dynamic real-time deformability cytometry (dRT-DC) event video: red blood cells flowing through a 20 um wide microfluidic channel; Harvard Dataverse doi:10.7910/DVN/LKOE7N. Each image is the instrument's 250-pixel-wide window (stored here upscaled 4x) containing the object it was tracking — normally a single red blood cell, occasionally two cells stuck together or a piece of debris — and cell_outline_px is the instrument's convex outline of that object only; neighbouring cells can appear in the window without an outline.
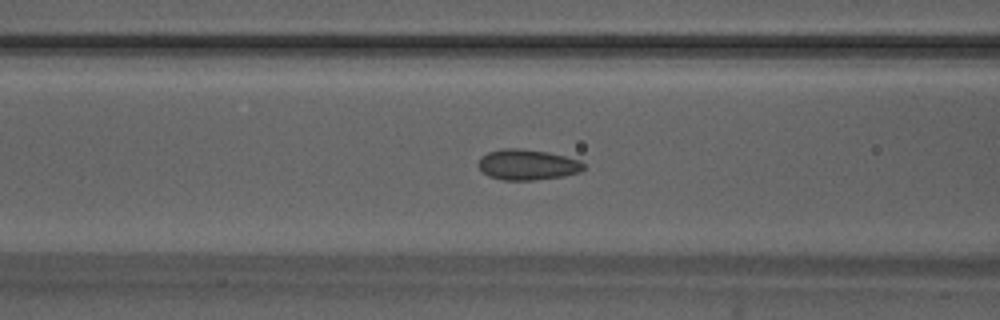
{"species": "Egyptian fruit bat (a non-hibernating species)", "species_latin": "Rousettus aegyptiacus", "temperature_condition": "warm", "stored_images_in_passage": 52, "camera_frame_rate_fps": 3000, "um_per_image_px": 0.085, "animal": {"sex": "male"}, "frame": {"image": 1, "passage_image": 20, "time_ms": 6.333, "image_size_px": [1000, 320], "cell_outline_px": [[584, 168], [580, 172], [564, 176], [532, 180], [504, 180], [488, 176], [476, 164], [480, 156], [488, 152], [504, 148], [520, 148], [548, 152], [580, 160], [584, 164]], "centroid_in_image_um": [44.81, 13.99], "position_along_channel_um": 121.8, "area_um2": 18.84}}
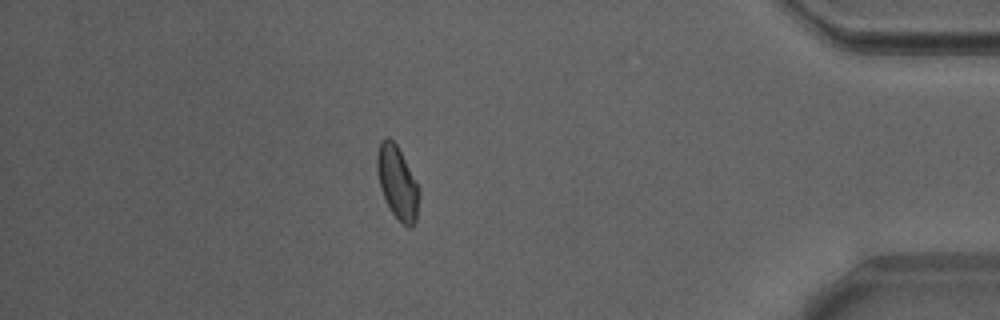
{"frame": {"image": 2, "passage_image": 45, "time_ms": 14.667, "image_size_px": [1000, 320], "cell_outline_px": [[420, 196], [416, 220], [408, 228], [392, 212], [380, 188], [376, 168], [376, 156], [380, 144], [388, 136], [396, 144], [420, 192]], "centroid_in_image_um": [33.76, 15.53], "position_along_channel_um": 401.4, "area_um2": 17.22}}
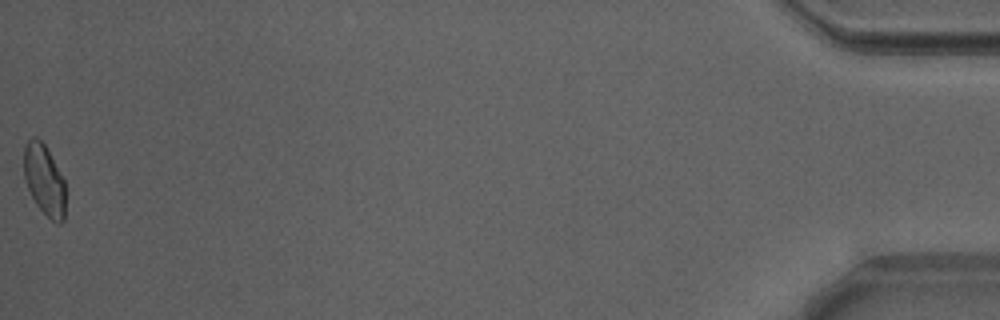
{"frame": {"image": 3, "passage_image": 52, "time_ms": 17.0, "image_size_px": [1000, 320], "cell_outline_px": [[64, 220], [60, 224], [56, 224], [36, 204], [28, 188], [24, 176], [24, 148], [28, 140], [32, 136], [36, 136], [44, 144], [64, 180]], "centroid_in_image_um": [3.75, 15.29], "position_along_channel_um": 431.4, "area_um2": 16.82}, "authors_computed_cell_mechanics": {"area_um2": 18.1492, "velocity_mm_per_s": 3.8719, "shape_relaxation_time_tau1_ms": 4.4608, "shape_relaxation_time_tau2_ms": 1.4133, "deformation_change_tau1": 0.0829, "deformation_change_tau2": 0.0566}}